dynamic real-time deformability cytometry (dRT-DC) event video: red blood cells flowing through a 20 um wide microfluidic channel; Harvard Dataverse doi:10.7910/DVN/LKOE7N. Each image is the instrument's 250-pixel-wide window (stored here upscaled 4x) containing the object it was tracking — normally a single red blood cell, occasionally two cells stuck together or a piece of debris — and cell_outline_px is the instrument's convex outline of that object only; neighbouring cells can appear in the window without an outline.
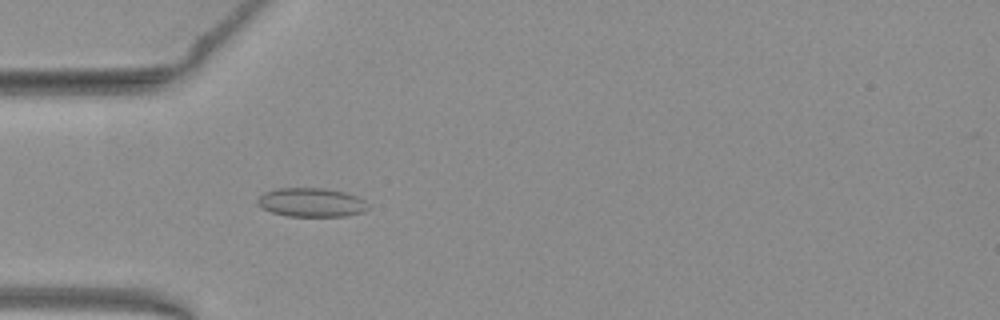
{"species": "common noctule bat (a hibernating species)", "species_latin": "Nyctalus noctula", "temperature_condition": "warm", "stored_images_in_passage": 44, "camera_frame_rate_fps": 3000, "um_per_image_px": 0.085, "animal": {"sex": "female", "body_mass_g": 19.3, "forearm_length_mm": 54.1}, "frame": {"image": 1, "passage_image": 8, "time_ms": 2.333, "image_size_px": [1000, 320], "cell_outline_px": [[368, 208], [364, 212], [344, 216], [288, 216], [272, 212], [256, 204], [256, 200], [264, 192], [276, 188], [324, 188], [344, 192], [356, 196], [364, 200]], "centroid_in_image_um": [26.44, 17.2], "position_along_channel_um": 58.6, "area_um2": 18.55}}
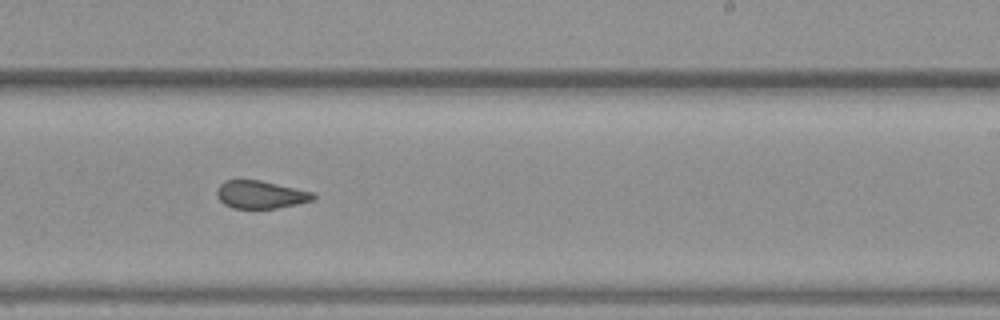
{"frame": {"image": 2, "passage_image": 24, "time_ms": 7.667, "image_size_px": [1000, 320], "cell_outline_px": [[316, 196], [312, 200], [296, 204], [276, 208], [232, 208], [224, 204], [216, 196], [216, 192], [220, 184], [224, 180], [260, 180], [312, 192]], "centroid_in_image_um": [22.1, 16.54], "position_along_channel_um": 266.9, "area_um2": 15.43}}
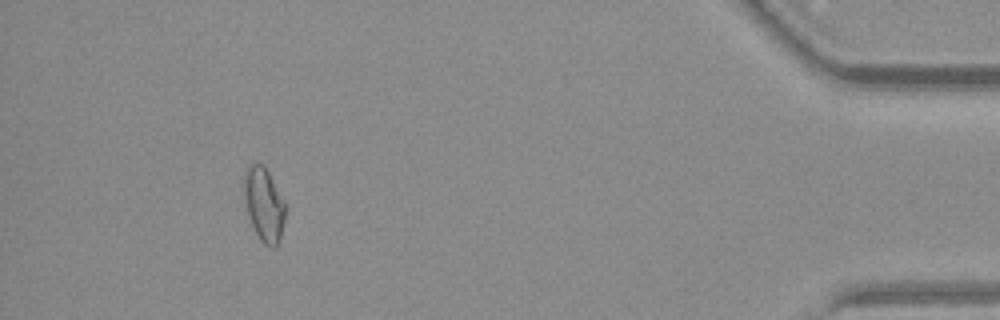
{"frame": {"image": 3, "passage_image": 40, "time_ms": 13.0, "image_size_px": [1000, 320], "cell_outline_px": [[284, 220], [280, 240], [276, 248], [272, 248], [264, 244], [260, 240], [248, 216], [244, 196], [244, 172], [252, 160], [264, 164], [284, 200]], "centroid_in_image_um": [22.42, 17.34], "position_along_channel_um": 412.8, "area_um2": 17.86}, "authors_computed_cell_mechanics": {"area_um2": 16.6753, "velocity_mm_per_s": 3.9694, "shape_relaxation_time_tau1_ms": null, "shape_relaxation_time_tau2_ms": 1.8721, "deformation_change_tau1": null, "deformation_change_tau2": 0.0811}}